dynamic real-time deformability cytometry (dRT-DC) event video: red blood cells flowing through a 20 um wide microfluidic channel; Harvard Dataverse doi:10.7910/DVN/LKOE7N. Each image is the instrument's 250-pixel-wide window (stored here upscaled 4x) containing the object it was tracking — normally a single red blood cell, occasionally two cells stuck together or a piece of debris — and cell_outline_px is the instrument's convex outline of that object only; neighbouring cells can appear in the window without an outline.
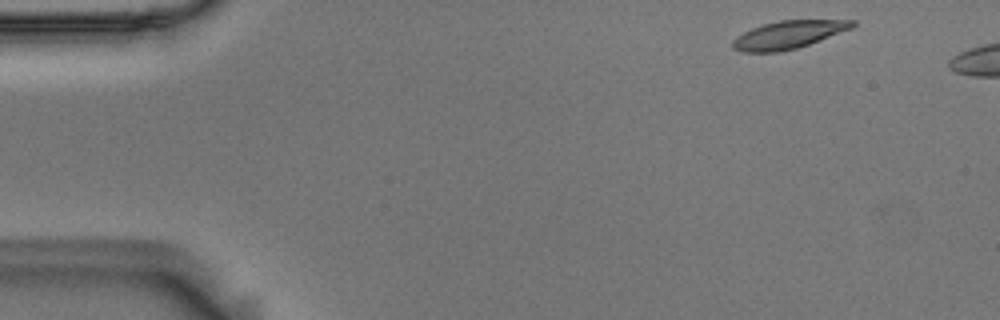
{"species": "Egyptian fruit bat (a non-hibernating species)", "species_latin": "Rousettus aegyptiacus", "temperature_condition": "room temperature", "stored_images_in_passage": 48, "camera_frame_rate_fps": 3000, "um_per_image_px": 0.085, "animal": {"sex": "male"}, "frame": {"image": 1, "passage_image": 2, "time_ms": 0.333, "image_size_px": [1000, 320], "cell_outline_px": [[856, 24], [852, 28], [808, 44], [796, 48], [780, 52], [740, 52], [732, 48], [732, 40], [736, 36], [752, 28], [764, 24], [780, 20], [856, 20]], "centroid_in_image_um": [66.97, 2.95], "position_along_channel_um": 18.0, "area_um2": 19.31}}
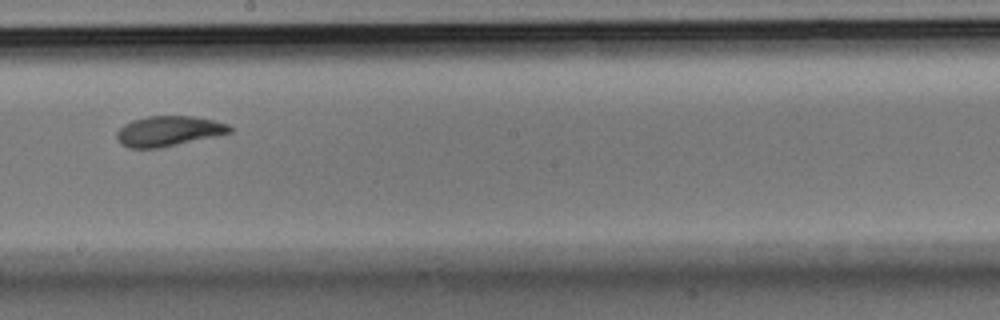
{"frame": {"image": 2, "passage_image": 28, "time_ms": 9.0, "image_size_px": [1000, 320], "cell_outline_px": [[232, 132], [216, 136], [160, 148], [128, 148], [120, 144], [116, 136], [116, 132], [124, 124], [132, 120], [148, 116], [192, 116], [212, 120], [228, 124], [232, 128]], "centroid_in_image_um": [14.3, 11.15], "position_along_channel_um": 233.9, "area_um2": 19.88}}
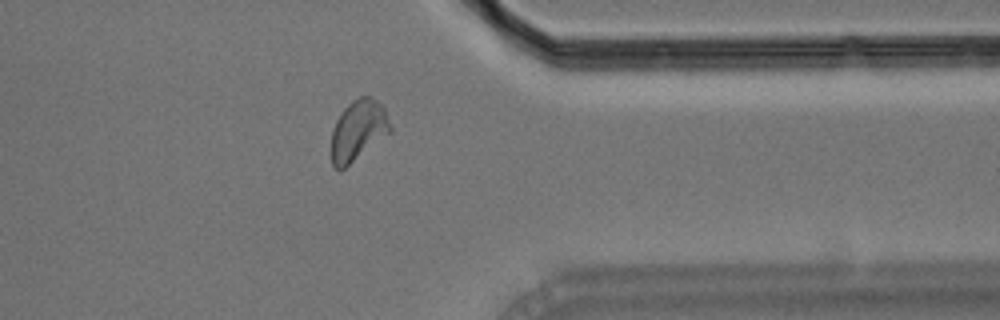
{"frame": {"image": 3, "passage_image": 41, "time_ms": 13.333, "image_size_px": [1000, 320], "cell_outline_px": [[392, 132], [344, 168], [336, 168], [332, 164], [332, 128], [336, 120], [344, 108], [352, 100], [360, 96], [368, 96], [376, 100], [384, 108], [392, 128]], "centroid_in_image_um": [30.46, 11.06], "position_along_channel_um": 380.9, "area_um2": 20.63}, "authors_computed_cell_mechanics": {"area_um2": 19.941, "velocity_mm_per_s": 3.5929, "shape_relaxation_time_tau1_ms": 3.3514, "shape_relaxation_time_tau2_ms": 1.9739, "deformation_change_tau1": 0.153, "deformation_change_tau2": 0.0592}}